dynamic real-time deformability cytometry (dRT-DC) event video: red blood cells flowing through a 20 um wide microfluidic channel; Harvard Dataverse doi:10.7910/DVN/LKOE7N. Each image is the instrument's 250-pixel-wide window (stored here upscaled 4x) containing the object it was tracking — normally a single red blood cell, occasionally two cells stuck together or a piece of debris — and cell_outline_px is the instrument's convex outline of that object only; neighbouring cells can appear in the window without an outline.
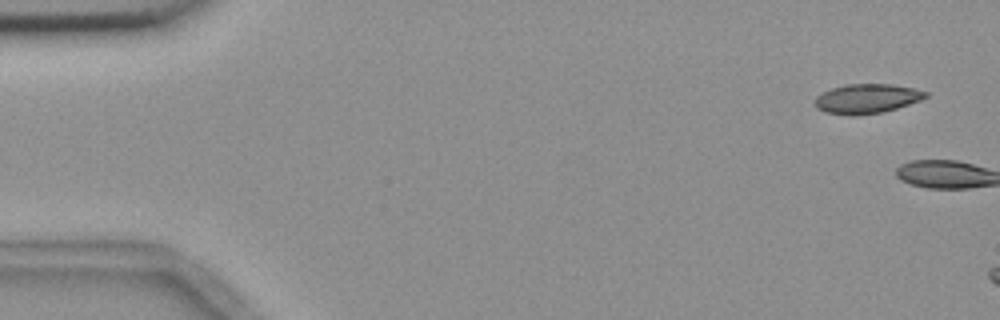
{"species": "common noctule bat (a hibernating species)", "species_latin": "Nyctalus noctula", "temperature_condition": "room temperature", "stored_images_in_passage": 2, "camera_frame_rate_fps": 3000, "um_per_image_px": 0.085, "animal": {"sex": "female", "body_mass_g": 18.4}, "frame": {"image": 1, "passage_image": 1, "time_ms": 0.0, "image_size_px": [1000, 320], "cell_outline_px": [[928, 96], [920, 100], [884, 112], [856, 116], [848, 116], [824, 112], [816, 108], [816, 96], [832, 88], [844, 84], [892, 84], [912, 88], [928, 92]], "centroid_in_image_um": [73.66, 8.4], "position_along_channel_um": 11.3, "area_um2": 19.07}}